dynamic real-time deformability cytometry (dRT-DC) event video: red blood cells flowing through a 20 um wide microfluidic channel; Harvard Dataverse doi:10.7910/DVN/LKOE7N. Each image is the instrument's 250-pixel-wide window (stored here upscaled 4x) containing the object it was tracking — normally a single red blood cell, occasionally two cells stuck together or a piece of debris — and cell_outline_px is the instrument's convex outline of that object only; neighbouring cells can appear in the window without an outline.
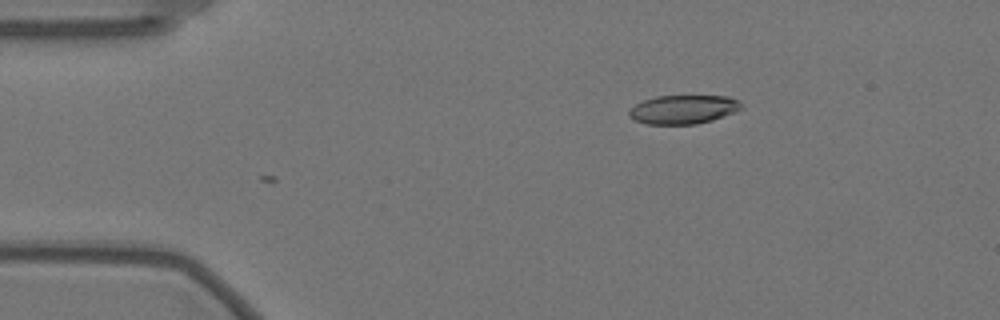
{"species": "Egyptian fruit bat (a non-hibernating species)", "species_latin": "Rousettus aegyptiacus", "temperature_condition": "warm", "stored_images_in_passage": 40, "camera_frame_rate_fps": 3000, "um_per_image_px": 0.085, "animal": {"sex": "female"}, "frame": {"image": 1, "passage_image": 1, "time_ms": 0.0, "image_size_px": [1000, 320], "cell_outline_px": [[744, 108], [736, 112], [712, 120], [696, 124], [648, 124], [636, 120], [628, 112], [636, 104], [644, 100], [656, 96], [728, 96], [740, 100]], "centroid_in_image_um": [58.16, 9.29], "position_along_channel_um": 26.8, "area_um2": 18.79}}
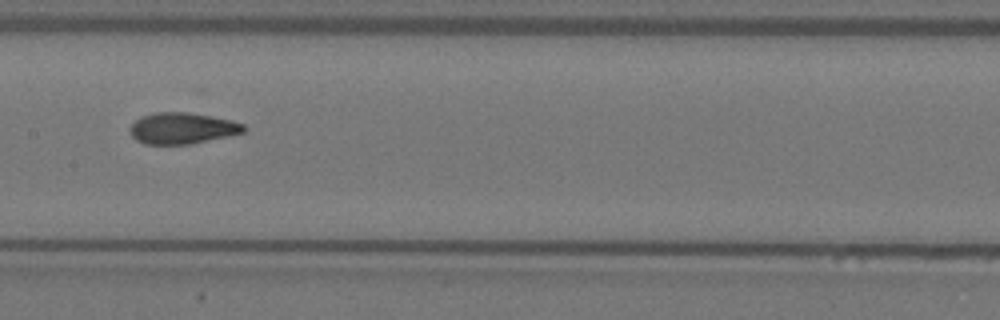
{"frame": {"image": 2, "passage_image": 20, "time_ms": 6.333, "image_size_px": [1000, 320], "cell_outline_px": [[244, 132], [188, 144], [144, 144], [136, 140], [128, 132], [128, 128], [140, 116], [156, 112], [188, 112], [212, 116], [232, 120], [244, 124]], "centroid_in_image_um": [15.43, 10.89], "position_along_channel_um": 192.0, "area_um2": 20.63}}
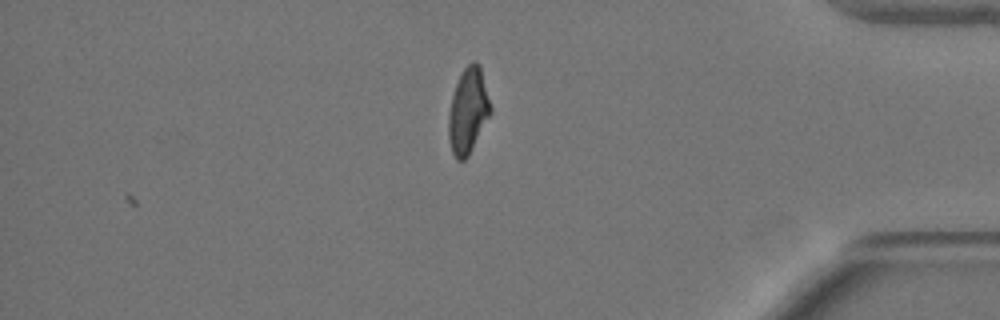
{"frame": {"image": 3, "passage_image": 40, "time_ms": 13.0, "image_size_px": [1000, 320], "cell_outline_px": [[492, 112], [468, 156], [464, 160], [456, 160], [452, 152], [448, 136], [448, 116], [452, 96], [456, 84], [464, 68], [472, 60], [476, 60], [480, 64], [492, 108]], "centroid_in_image_um": [39.8, 9.41], "position_along_channel_um": 395.4, "area_um2": 20.98}, "authors_computed_cell_mechanics": {"area_um2": 20.6635, "velocity_mm_per_s": 3.5346, "shape_relaxation_time_tau1_ms": 6.6564, "shape_relaxation_time_tau2_ms": 1.6374, "deformation_change_tau1": 0.1962, "deformation_change_tau2": 0.0755}}